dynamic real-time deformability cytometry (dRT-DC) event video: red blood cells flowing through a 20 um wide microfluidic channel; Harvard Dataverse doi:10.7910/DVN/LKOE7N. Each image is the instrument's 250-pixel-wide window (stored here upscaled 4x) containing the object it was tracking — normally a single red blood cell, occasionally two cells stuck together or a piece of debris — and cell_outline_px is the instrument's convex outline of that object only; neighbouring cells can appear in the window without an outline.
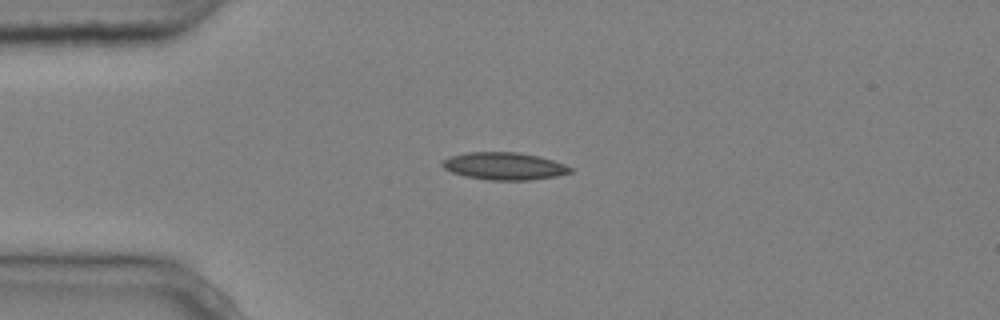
{"species": "common noctule bat (a hibernating species)", "species_latin": "Nyctalus noctula", "temperature_condition": "cold", "stored_images_in_passage": 5, "camera_frame_rate_fps": 3000, "um_per_image_px": 0.085, "animal": {"sex": "male", "body_mass_g": 20.4}, "frame": {"image": 1, "passage_image": 1, "time_ms": 0.0, "image_size_px": [1000, 320], "cell_outline_px": [[572, 172], [556, 176], [532, 180], [488, 180], [464, 176], [452, 172], [444, 168], [440, 164], [444, 160], [452, 156], [468, 152], [516, 152], [540, 156], [564, 164], [572, 168]], "centroid_in_image_um": [42.87, 14.12], "position_along_channel_um": 42.1, "area_um2": 20.4}}
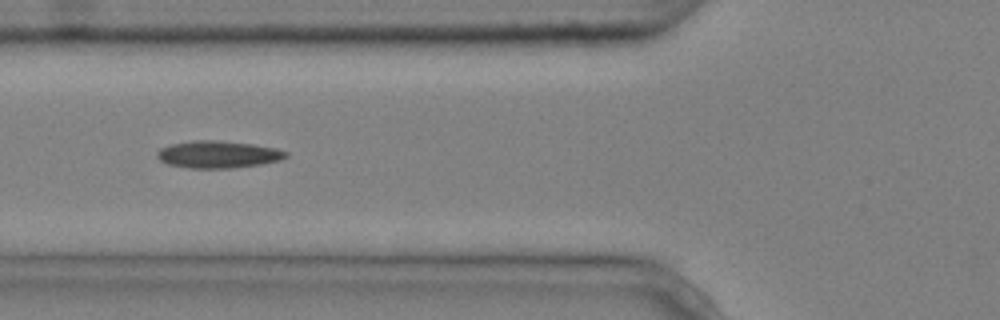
{"frame": {"image": 2, "passage_image": 3, "time_ms": 0.667, "image_size_px": [1000, 320], "cell_outline_px": [[288, 156], [280, 160], [260, 164], [232, 168], [188, 168], [168, 164], [160, 160], [156, 156], [156, 152], [160, 148], [168, 144], [196, 140], [216, 140], [252, 144], [276, 148], [288, 152]], "centroid_in_image_um": [18.51, 13.12], "position_along_channel_um": 107.3, "area_um2": 20.46}}